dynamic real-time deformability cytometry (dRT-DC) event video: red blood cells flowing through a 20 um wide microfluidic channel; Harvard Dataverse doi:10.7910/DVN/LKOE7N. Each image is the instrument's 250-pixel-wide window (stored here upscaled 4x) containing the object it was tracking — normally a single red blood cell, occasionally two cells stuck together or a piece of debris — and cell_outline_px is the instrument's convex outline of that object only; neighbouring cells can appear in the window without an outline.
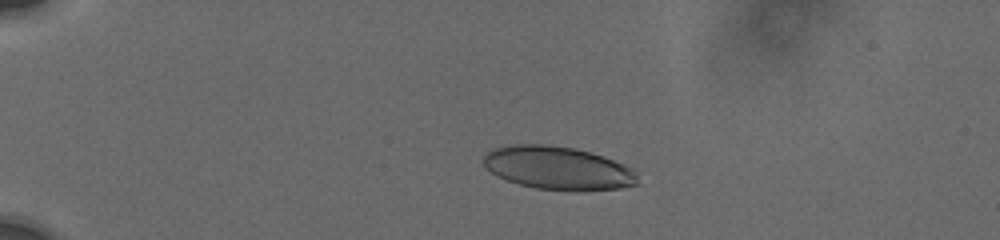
{"species": "human", "species_latin": "Homo sapiens", "temperature_condition": "cold", "stored_images_in_passage": 88, "camera_frame_rate_fps": 3000, "um_per_image_px": 0.085, "donor": {"sex": "male"}, "frame": {"image": 1, "passage_image": 19, "time_ms": 2.333, "image_size_px": [1000, 240], "cell_outline_px": [[640, 184], [620, 188], [580, 192], [576, 192], [536, 188], [520, 184], [496, 176], [484, 164], [484, 156], [492, 148], [512, 144], [544, 144], [572, 148], [604, 156], [632, 168], [636, 172]], "centroid_in_image_um": [47.47, 14.3], "position_along_channel_um": 37.5, "area_um2": 39.02}}
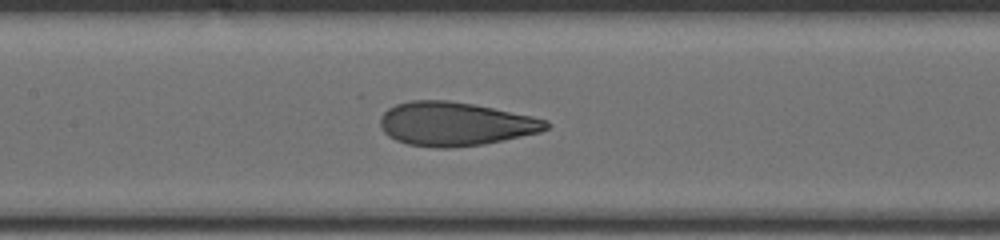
{"frame": {"image": 2, "passage_image": 39, "time_ms": 7.667, "image_size_px": [1000, 240], "cell_outline_px": [[552, 124], [548, 128], [540, 132], [484, 144], [452, 148], [436, 148], [408, 144], [396, 140], [388, 136], [380, 128], [380, 116], [388, 108], [396, 104], [412, 100], [448, 100], [472, 104], [532, 116], [548, 120]], "centroid_in_image_um": [38.68, 10.53], "position_along_channel_um": 168.7, "area_um2": 42.37}}
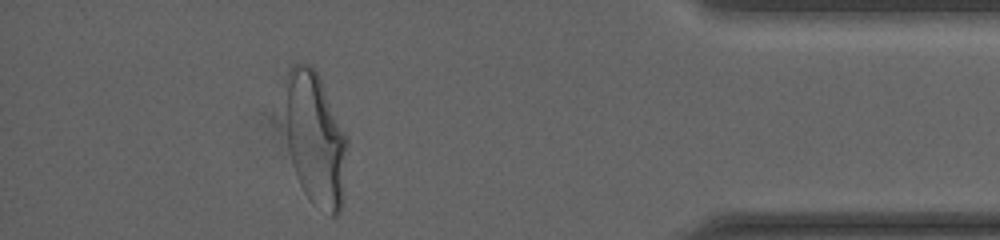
{"frame": {"image": 3, "passage_image": 76, "time_ms": 15.0, "image_size_px": [1000, 240], "cell_outline_px": [[348, 144], [344, 196], [340, 212], [336, 216], [332, 216], [312, 204], [308, 200], [296, 176], [288, 148], [288, 68], [292, 64], [312, 64], [348, 136]], "centroid_in_image_um": [26.87, 11.91], "position_along_channel_um": 408.3, "area_um2": 47.92}, "authors_computed_cell_mechanics": {"area_um2": 42.1362, "velocity_mm_per_s": 3.7523, "shape_relaxation_time_tau1_ms": 5.3393, "shape_relaxation_time_tau2_ms": 0.7814, "deformation_change_tau1": 0.2015, "deformation_change_tau2": 0.0659}}